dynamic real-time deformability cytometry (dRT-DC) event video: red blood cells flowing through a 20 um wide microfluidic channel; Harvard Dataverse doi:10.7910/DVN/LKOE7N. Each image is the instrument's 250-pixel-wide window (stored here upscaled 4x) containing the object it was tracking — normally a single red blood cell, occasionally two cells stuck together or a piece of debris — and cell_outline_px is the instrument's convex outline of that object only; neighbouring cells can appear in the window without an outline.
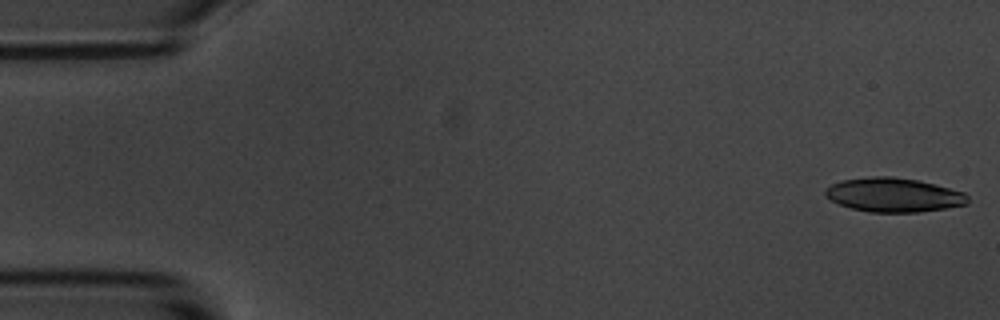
{"species": "common noctule bat (a hibernating species)", "species_latin": "Nyctalus noctula", "temperature_condition": "room temperature", "stored_images_in_passage": 5, "camera_frame_rate_fps": 3000, "um_per_image_px": 0.085, "animal": {"sex": "male", "body_mass_g": 20.1, "forearm_length_mm": 53.5}, "frame": {"image": 1, "passage_image": 1, "time_ms": 0.0, "image_size_px": [1000, 320], "cell_outline_px": [[968, 204], [944, 208], [916, 212], [868, 212], [852, 208], [840, 204], [824, 196], [824, 192], [832, 184], [840, 180], [872, 176], [892, 176], [916, 180], [936, 184], [964, 192], [968, 196]], "centroid_in_image_um": [75.96, 16.56], "position_along_channel_um": 9.0, "area_um2": 28.21}}